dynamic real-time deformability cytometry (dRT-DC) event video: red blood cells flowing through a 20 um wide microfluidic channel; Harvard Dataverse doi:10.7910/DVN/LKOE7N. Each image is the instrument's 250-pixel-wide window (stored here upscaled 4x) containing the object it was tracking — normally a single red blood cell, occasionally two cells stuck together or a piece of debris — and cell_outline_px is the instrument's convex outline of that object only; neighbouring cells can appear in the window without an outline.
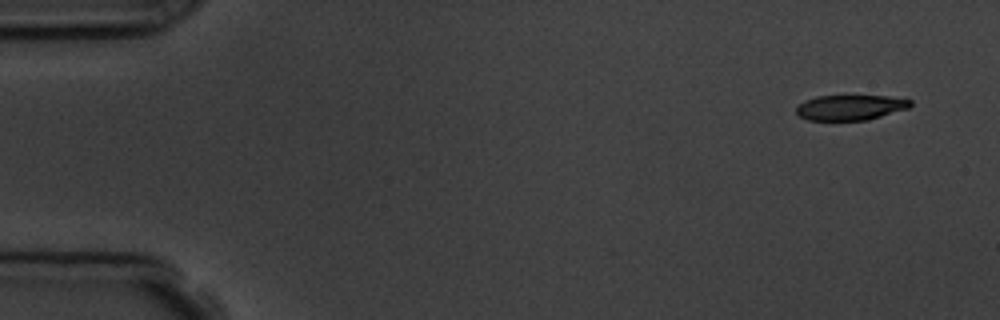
{"species": "common noctule bat (a hibernating species)", "species_latin": "Nyctalus noctula", "temperature_condition": "room temperature", "stored_images_in_passage": 4, "camera_frame_rate_fps": 3000, "um_per_image_px": 0.085, "animal": {"sex": "male", "body_mass_g": 19.5, "forearm_length_mm": 54.6}, "frame": {"image": 1, "passage_image": 1, "time_ms": 0.0, "image_size_px": [1000, 320], "cell_outline_px": [[912, 104], [908, 108], [868, 120], [808, 120], [800, 116], [796, 112], [796, 108], [804, 100], [816, 96], [888, 96], [912, 100]], "centroid_in_image_um": [72.28, 9.13], "position_along_channel_um": 12.7, "area_um2": 16.7}}
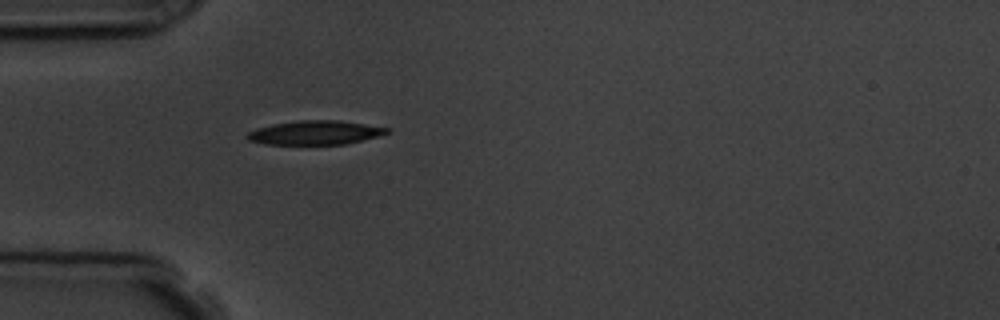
{"frame": {"image": 2, "passage_image": 4, "time_ms": 4.333, "image_size_px": [1000, 320], "cell_outline_px": [[392, 132], [380, 136], [344, 144], [264, 144], [248, 140], [244, 136], [248, 132], [256, 128], [272, 124], [296, 120], [340, 120], [392, 128]], "centroid_in_image_um": [26.81, 11.26], "position_along_channel_um": 58.2, "area_um2": 19.83}}